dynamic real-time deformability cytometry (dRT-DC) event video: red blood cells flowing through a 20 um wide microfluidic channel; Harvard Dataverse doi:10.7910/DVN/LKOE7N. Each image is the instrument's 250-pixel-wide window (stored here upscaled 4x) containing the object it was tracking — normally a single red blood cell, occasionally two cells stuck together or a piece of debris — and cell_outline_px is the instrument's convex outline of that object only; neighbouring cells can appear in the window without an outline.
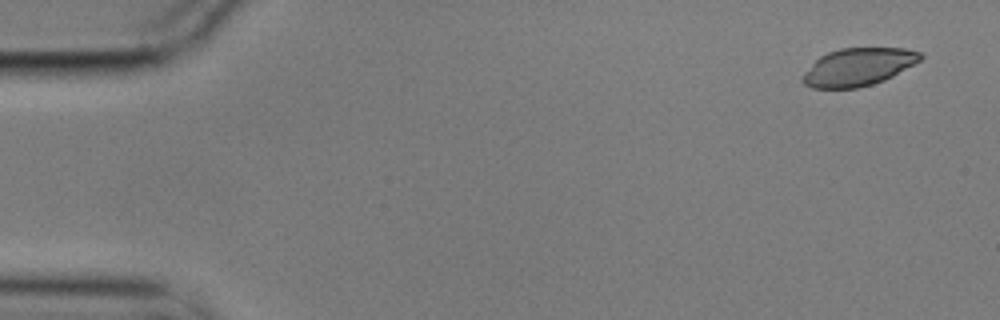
{"species": "common noctule bat (a hibernating species)", "species_latin": "Nyctalus noctula", "temperature_condition": "cold", "stored_images_in_passage": 6, "camera_frame_rate_fps": 3000, "um_per_image_px": 0.085, "animal": {"sex": "male", "body_mass_g": 17.9}, "frame": {"image": 1, "passage_image": 1, "time_ms": 0.0, "image_size_px": [1000, 320], "cell_outline_px": [[924, 56], [920, 60], [892, 76], [884, 80], [872, 84], [856, 88], [812, 88], [804, 84], [800, 80], [804, 72], [820, 56], [828, 52], [840, 48], [904, 48], [920, 52]], "centroid_in_image_um": [72.92, 5.69], "position_along_channel_um": 12.1, "area_um2": 25.72}}
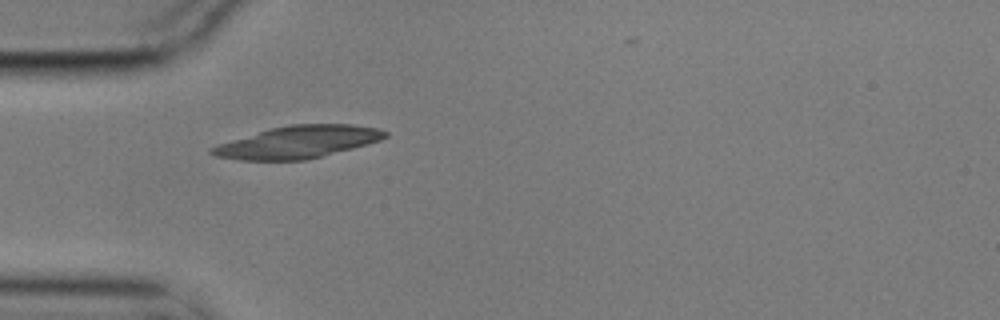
{"frame": {"image": 2, "passage_image": 5, "time_ms": 1.333, "image_size_px": [1000, 320], "cell_outline_px": [[388, 136], [380, 140], [368, 144], [308, 160], [240, 160], [216, 156], [208, 152], [208, 148], [216, 144], [272, 128], [292, 124], [352, 124], [376, 128], [388, 132]], "centroid_in_image_um": [25.31, 12.08], "position_along_channel_um": 59.7, "area_um2": 32.54}}